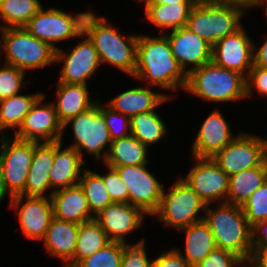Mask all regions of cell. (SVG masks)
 <instances>
[{"instance_id": "cell-1", "label": "cell", "mask_w": 267, "mask_h": 267, "mask_svg": "<svg viewBox=\"0 0 267 267\" xmlns=\"http://www.w3.org/2000/svg\"><path fill=\"white\" fill-rule=\"evenodd\" d=\"M133 78L164 90L185 89L187 74L174 58L165 34L159 37L138 35L137 65Z\"/></svg>"}, {"instance_id": "cell-2", "label": "cell", "mask_w": 267, "mask_h": 267, "mask_svg": "<svg viewBox=\"0 0 267 267\" xmlns=\"http://www.w3.org/2000/svg\"><path fill=\"white\" fill-rule=\"evenodd\" d=\"M83 33L94 43L101 64L108 63L133 77L137 65L138 35H119L107 18L97 17L91 11L85 15Z\"/></svg>"}, {"instance_id": "cell-3", "label": "cell", "mask_w": 267, "mask_h": 267, "mask_svg": "<svg viewBox=\"0 0 267 267\" xmlns=\"http://www.w3.org/2000/svg\"><path fill=\"white\" fill-rule=\"evenodd\" d=\"M206 205L204 221L209 225L217 248H222L250 260L252 254V227L239 205L220 203L216 208Z\"/></svg>"}, {"instance_id": "cell-4", "label": "cell", "mask_w": 267, "mask_h": 267, "mask_svg": "<svg viewBox=\"0 0 267 267\" xmlns=\"http://www.w3.org/2000/svg\"><path fill=\"white\" fill-rule=\"evenodd\" d=\"M184 90L205 101L235 102L246 98V77L211 60L187 74Z\"/></svg>"}, {"instance_id": "cell-5", "label": "cell", "mask_w": 267, "mask_h": 267, "mask_svg": "<svg viewBox=\"0 0 267 267\" xmlns=\"http://www.w3.org/2000/svg\"><path fill=\"white\" fill-rule=\"evenodd\" d=\"M244 11L236 5L197 0L190 10L186 27L213 46L242 26Z\"/></svg>"}, {"instance_id": "cell-6", "label": "cell", "mask_w": 267, "mask_h": 267, "mask_svg": "<svg viewBox=\"0 0 267 267\" xmlns=\"http://www.w3.org/2000/svg\"><path fill=\"white\" fill-rule=\"evenodd\" d=\"M0 34V54L2 49L6 56L5 64L26 72L56 63V49L30 34L24 27L4 28Z\"/></svg>"}, {"instance_id": "cell-7", "label": "cell", "mask_w": 267, "mask_h": 267, "mask_svg": "<svg viewBox=\"0 0 267 267\" xmlns=\"http://www.w3.org/2000/svg\"><path fill=\"white\" fill-rule=\"evenodd\" d=\"M176 181L167 191L163 189L159 207L153 216L166 226L180 230L204 220V216L200 218L197 214L205 211L206 203L181 178Z\"/></svg>"}, {"instance_id": "cell-8", "label": "cell", "mask_w": 267, "mask_h": 267, "mask_svg": "<svg viewBox=\"0 0 267 267\" xmlns=\"http://www.w3.org/2000/svg\"><path fill=\"white\" fill-rule=\"evenodd\" d=\"M100 102L85 112L80 113L76 117L69 119L63 125V130L68 124L72 125L74 143L69 147L75 148L83 159V151L89 155H94L96 161L103 158L106 160L108 151L111 146V138L109 129L106 126L104 114L100 111ZM106 147L108 149H106ZM105 148V151H103ZM103 153V157L101 155Z\"/></svg>"}, {"instance_id": "cell-9", "label": "cell", "mask_w": 267, "mask_h": 267, "mask_svg": "<svg viewBox=\"0 0 267 267\" xmlns=\"http://www.w3.org/2000/svg\"><path fill=\"white\" fill-rule=\"evenodd\" d=\"M86 13L87 11L79 12L73 16L57 8L51 7L45 10L42 7L24 28L30 34L57 50L60 47H57L55 42L84 36L83 22Z\"/></svg>"}, {"instance_id": "cell-10", "label": "cell", "mask_w": 267, "mask_h": 267, "mask_svg": "<svg viewBox=\"0 0 267 267\" xmlns=\"http://www.w3.org/2000/svg\"><path fill=\"white\" fill-rule=\"evenodd\" d=\"M0 170L5 186L12 196L20 195L25 188L34 153V141H23L15 137L0 139Z\"/></svg>"}, {"instance_id": "cell-11", "label": "cell", "mask_w": 267, "mask_h": 267, "mask_svg": "<svg viewBox=\"0 0 267 267\" xmlns=\"http://www.w3.org/2000/svg\"><path fill=\"white\" fill-rule=\"evenodd\" d=\"M148 164L109 166L114 168L128 189V203L153 216L163 193L162 184L147 169Z\"/></svg>"}, {"instance_id": "cell-12", "label": "cell", "mask_w": 267, "mask_h": 267, "mask_svg": "<svg viewBox=\"0 0 267 267\" xmlns=\"http://www.w3.org/2000/svg\"><path fill=\"white\" fill-rule=\"evenodd\" d=\"M45 97L43 94L36 100L19 129L11 136L19 140L38 143L63 140V124L58 118L54 103H42Z\"/></svg>"}, {"instance_id": "cell-13", "label": "cell", "mask_w": 267, "mask_h": 267, "mask_svg": "<svg viewBox=\"0 0 267 267\" xmlns=\"http://www.w3.org/2000/svg\"><path fill=\"white\" fill-rule=\"evenodd\" d=\"M263 158V139L251 133H239L212 159L230 177L261 165Z\"/></svg>"}, {"instance_id": "cell-14", "label": "cell", "mask_w": 267, "mask_h": 267, "mask_svg": "<svg viewBox=\"0 0 267 267\" xmlns=\"http://www.w3.org/2000/svg\"><path fill=\"white\" fill-rule=\"evenodd\" d=\"M195 165L187 176L180 177L205 203L226 202L229 176L212 158H195ZM222 199V200H221Z\"/></svg>"}, {"instance_id": "cell-15", "label": "cell", "mask_w": 267, "mask_h": 267, "mask_svg": "<svg viewBox=\"0 0 267 267\" xmlns=\"http://www.w3.org/2000/svg\"><path fill=\"white\" fill-rule=\"evenodd\" d=\"M86 36V37H85ZM71 52L59 48L56 50L55 62H62L60 83L87 85V80L94 75L100 66V60L94 43L84 34Z\"/></svg>"}, {"instance_id": "cell-16", "label": "cell", "mask_w": 267, "mask_h": 267, "mask_svg": "<svg viewBox=\"0 0 267 267\" xmlns=\"http://www.w3.org/2000/svg\"><path fill=\"white\" fill-rule=\"evenodd\" d=\"M252 41L242 25L212 46L211 60L222 68L237 71L247 77L254 65Z\"/></svg>"}, {"instance_id": "cell-17", "label": "cell", "mask_w": 267, "mask_h": 267, "mask_svg": "<svg viewBox=\"0 0 267 267\" xmlns=\"http://www.w3.org/2000/svg\"><path fill=\"white\" fill-rule=\"evenodd\" d=\"M10 207L18 212L20 227L26 238L42 240L45 237L54 217L51 197L16 195L13 196Z\"/></svg>"}, {"instance_id": "cell-18", "label": "cell", "mask_w": 267, "mask_h": 267, "mask_svg": "<svg viewBox=\"0 0 267 267\" xmlns=\"http://www.w3.org/2000/svg\"><path fill=\"white\" fill-rule=\"evenodd\" d=\"M174 58L185 74L211 61L212 45L186 26L165 33ZM189 65H192L189 69ZM186 67L188 68L186 70Z\"/></svg>"}, {"instance_id": "cell-19", "label": "cell", "mask_w": 267, "mask_h": 267, "mask_svg": "<svg viewBox=\"0 0 267 267\" xmlns=\"http://www.w3.org/2000/svg\"><path fill=\"white\" fill-rule=\"evenodd\" d=\"M145 213L129 203L113 202L95 215L94 219L110 241L127 243L126 235L139 229Z\"/></svg>"}, {"instance_id": "cell-20", "label": "cell", "mask_w": 267, "mask_h": 267, "mask_svg": "<svg viewBox=\"0 0 267 267\" xmlns=\"http://www.w3.org/2000/svg\"><path fill=\"white\" fill-rule=\"evenodd\" d=\"M222 112L213 110L206 117L192 145V156L195 158H213L227 144L233 141L229 124L224 119Z\"/></svg>"}, {"instance_id": "cell-21", "label": "cell", "mask_w": 267, "mask_h": 267, "mask_svg": "<svg viewBox=\"0 0 267 267\" xmlns=\"http://www.w3.org/2000/svg\"><path fill=\"white\" fill-rule=\"evenodd\" d=\"M85 163L75 148L62 150V141L54 142V160L49 173L52 189L48 197L56 190L77 185Z\"/></svg>"}, {"instance_id": "cell-22", "label": "cell", "mask_w": 267, "mask_h": 267, "mask_svg": "<svg viewBox=\"0 0 267 267\" xmlns=\"http://www.w3.org/2000/svg\"><path fill=\"white\" fill-rule=\"evenodd\" d=\"M79 224L59 220L55 217L50 222L43 246L49 255L61 259L63 266L74 267V251L77 242Z\"/></svg>"}, {"instance_id": "cell-23", "label": "cell", "mask_w": 267, "mask_h": 267, "mask_svg": "<svg viewBox=\"0 0 267 267\" xmlns=\"http://www.w3.org/2000/svg\"><path fill=\"white\" fill-rule=\"evenodd\" d=\"M51 199L54 217L59 220L81 224L95 217L79 184L54 191Z\"/></svg>"}, {"instance_id": "cell-24", "label": "cell", "mask_w": 267, "mask_h": 267, "mask_svg": "<svg viewBox=\"0 0 267 267\" xmlns=\"http://www.w3.org/2000/svg\"><path fill=\"white\" fill-rule=\"evenodd\" d=\"M54 160V142H34V153L28 172L23 196H47L45 193L51 189L49 173Z\"/></svg>"}, {"instance_id": "cell-25", "label": "cell", "mask_w": 267, "mask_h": 267, "mask_svg": "<svg viewBox=\"0 0 267 267\" xmlns=\"http://www.w3.org/2000/svg\"><path fill=\"white\" fill-rule=\"evenodd\" d=\"M171 98L168 94L153 92L148 87H136L118 94L106 105L131 119L137 114L156 109Z\"/></svg>"}, {"instance_id": "cell-26", "label": "cell", "mask_w": 267, "mask_h": 267, "mask_svg": "<svg viewBox=\"0 0 267 267\" xmlns=\"http://www.w3.org/2000/svg\"><path fill=\"white\" fill-rule=\"evenodd\" d=\"M56 102L54 103L60 122L64 125L69 119L92 108L97 101H91L87 85L57 82Z\"/></svg>"}, {"instance_id": "cell-27", "label": "cell", "mask_w": 267, "mask_h": 267, "mask_svg": "<svg viewBox=\"0 0 267 267\" xmlns=\"http://www.w3.org/2000/svg\"><path fill=\"white\" fill-rule=\"evenodd\" d=\"M180 230L186 233L185 256L179 248L174 249L182 255L191 267H195L198 263L204 260L213 249L216 248L212 231L204 220L191 224Z\"/></svg>"}, {"instance_id": "cell-28", "label": "cell", "mask_w": 267, "mask_h": 267, "mask_svg": "<svg viewBox=\"0 0 267 267\" xmlns=\"http://www.w3.org/2000/svg\"><path fill=\"white\" fill-rule=\"evenodd\" d=\"M194 4H144V11L148 22L162 29L160 34H165V29L171 28V31H173L187 25L189 13Z\"/></svg>"}, {"instance_id": "cell-29", "label": "cell", "mask_w": 267, "mask_h": 267, "mask_svg": "<svg viewBox=\"0 0 267 267\" xmlns=\"http://www.w3.org/2000/svg\"><path fill=\"white\" fill-rule=\"evenodd\" d=\"M148 146L132 134L113 140L104 164L106 166H130L148 164Z\"/></svg>"}, {"instance_id": "cell-30", "label": "cell", "mask_w": 267, "mask_h": 267, "mask_svg": "<svg viewBox=\"0 0 267 267\" xmlns=\"http://www.w3.org/2000/svg\"><path fill=\"white\" fill-rule=\"evenodd\" d=\"M265 181L266 172L263 163L257 167L242 170L230 176L225 203L242 206Z\"/></svg>"}, {"instance_id": "cell-31", "label": "cell", "mask_w": 267, "mask_h": 267, "mask_svg": "<svg viewBox=\"0 0 267 267\" xmlns=\"http://www.w3.org/2000/svg\"><path fill=\"white\" fill-rule=\"evenodd\" d=\"M44 93L17 94L0 101V135L4 136L12 128L17 131L32 105ZM12 127V128H11Z\"/></svg>"}, {"instance_id": "cell-32", "label": "cell", "mask_w": 267, "mask_h": 267, "mask_svg": "<svg viewBox=\"0 0 267 267\" xmlns=\"http://www.w3.org/2000/svg\"><path fill=\"white\" fill-rule=\"evenodd\" d=\"M110 240L100 224L95 220L79 224L77 242L74 251V267L84 258L91 256Z\"/></svg>"}, {"instance_id": "cell-33", "label": "cell", "mask_w": 267, "mask_h": 267, "mask_svg": "<svg viewBox=\"0 0 267 267\" xmlns=\"http://www.w3.org/2000/svg\"><path fill=\"white\" fill-rule=\"evenodd\" d=\"M155 109L137 114L130 119L131 134L146 146L153 145L166 136L167 128Z\"/></svg>"}, {"instance_id": "cell-34", "label": "cell", "mask_w": 267, "mask_h": 267, "mask_svg": "<svg viewBox=\"0 0 267 267\" xmlns=\"http://www.w3.org/2000/svg\"><path fill=\"white\" fill-rule=\"evenodd\" d=\"M39 0H2L0 3L1 27H24L42 8Z\"/></svg>"}, {"instance_id": "cell-35", "label": "cell", "mask_w": 267, "mask_h": 267, "mask_svg": "<svg viewBox=\"0 0 267 267\" xmlns=\"http://www.w3.org/2000/svg\"><path fill=\"white\" fill-rule=\"evenodd\" d=\"M82 175L78 184L84 191L91 213L95 216L113 202L99 173L84 168Z\"/></svg>"}, {"instance_id": "cell-36", "label": "cell", "mask_w": 267, "mask_h": 267, "mask_svg": "<svg viewBox=\"0 0 267 267\" xmlns=\"http://www.w3.org/2000/svg\"><path fill=\"white\" fill-rule=\"evenodd\" d=\"M123 243L110 241L106 246L81 260L75 267H120Z\"/></svg>"}, {"instance_id": "cell-37", "label": "cell", "mask_w": 267, "mask_h": 267, "mask_svg": "<svg viewBox=\"0 0 267 267\" xmlns=\"http://www.w3.org/2000/svg\"><path fill=\"white\" fill-rule=\"evenodd\" d=\"M241 207L251 227L267 220V181L257 188Z\"/></svg>"}, {"instance_id": "cell-38", "label": "cell", "mask_w": 267, "mask_h": 267, "mask_svg": "<svg viewBox=\"0 0 267 267\" xmlns=\"http://www.w3.org/2000/svg\"><path fill=\"white\" fill-rule=\"evenodd\" d=\"M0 68V101L19 94L25 85L26 72L12 65L3 63Z\"/></svg>"}, {"instance_id": "cell-39", "label": "cell", "mask_w": 267, "mask_h": 267, "mask_svg": "<svg viewBox=\"0 0 267 267\" xmlns=\"http://www.w3.org/2000/svg\"><path fill=\"white\" fill-rule=\"evenodd\" d=\"M100 111L105 116L106 126L109 129V134H110V138L112 141L131 134L129 117H127L126 115L120 112L113 110L108 105L106 106V104L103 105L102 103H100ZM118 117L121 119V121L119 120ZM118 122H120L119 126L117 125Z\"/></svg>"}, {"instance_id": "cell-40", "label": "cell", "mask_w": 267, "mask_h": 267, "mask_svg": "<svg viewBox=\"0 0 267 267\" xmlns=\"http://www.w3.org/2000/svg\"><path fill=\"white\" fill-rule=\"evenodd\" d=\"M120 267H154V261L148 258L144 239L135 244L123 243Z\"/></svg>"}, {"instance_id": "cell-41", "label": "cell", "mask_w": 267, "mask_h": 267, "mask_svg": "<svg viewBox=\"0 0 267 267\" xmlns=\"http://www.w3.org/2000/svg\"><path fill=\"white\" fill-rule=\"evenodd\" d=\"M108 172L105 175H100L106 187L112 202L128 203V189L125 183L120 178L118 172L109 166H106Z\"/></svg>"}, {"instance_id": "cell-42", "label": "cell", "mask_w": 267, "mask_h": 267, "mask_svg": "<svg viewBox=\"0 0 267 267\" xmlns=\"http://www.w3.org/2000/svg\"><path fill=\"white\" fill-rule=\"evenodd\" d=\"M242 262L243 260L236 254L216 247L195 267H240Z\"/></svg>"}, {"instance_id": "cell-43", "label": "cell", "mask_w": 267, "mask_h": 267, "mask_svg": "<svg viewBox=\"0 0 267 267\" xmlns=\"http://www.w3.org/2000/svg\"><path fill=\"white\" fill-rule=\"evenodd\" d=\"M258 91L259 95L267 96V69L254 66L250 69L246 77V98L253 96L254 89Z\"/></svg>"}, {"instance_id": "cell-44", "label": "cell", "mask_w": 267, "mask_h": 267, "mask_svg": "<svg viewBox=\"0 0 267 267\" xmlns=\"http://www.w3.org/2000/svg\"><path fill=\"white\" fill-rule=\"evenodd\" d=\"M154 267H191L175 249L162 252L154 260Z\"/></svg>"}, {"instance_id": "cell-45", "label": "cell", "mask_w": 267, "mask_h": 267, "mask_svg": "<svg viewBox=\"0 0 267 267\" xmlns=\"http://www.w3.org/2000/svg\"><path fill=\"white\" fill-rule=\"evenodd\" d=\"M252 247H267V220L252 227Z\"/></svg>"}, {"instance_id": "cell-46", "label": "cell", "mask_w": 267, "mask_h": 267, "mask_svg": "<svg viewBox=\"0 0 267 267\" xmlns=\"http://www.w3.org/2000/svg\"><path fill=\"white\" fill-rule=\"evenodd\" d=\"M253 61L254 66L267 69V38L259 48L254 44Z\"/></svg>"}, {"instance_id": "cell-47", "label": "cell", "mask_w": 267, "mask_h": 267, "mask_svg": "<svg viewBox=\"0 0 267 267\" xmlns=\"http://www.w3.org/2000/svg\"><path fill=\"white\" fill-rule=\"evenodd\" d=\"M250 261L256 267H267V247H252Z\"/></svg>"}, {"instance_id": "cell-48", "label": "cell", "mask_w": 267, "mask_h": 267, "mask_svg": "<svg viewBox=\"0 0 267 267\" xmlns=\"http://www.w3.org/2000/svg\"><path fill=\"white\" fill-rule=\"evenodd\" d=\"M217 4H228L242 7L244 10L259 6L261 0H206Z\"/></svg>"}, {"instance_id": "cell-49", "label": "cell", "mask_w": 267, "mask_h": 267, "mask_svg": "<svg viewBox=\"0 0 267 267\" xmlns=\"http://www.w3.org/2000/svg\"><path fill=\"white\" fill-rule=\"evenodd\" d=\"M197 0H147L145 4H177V3H196Z\"/></svg>"}, {"instance_id": "cell-50", "label": "cell", "mask_w": 267, "mask_h": 267, "mask_svg": "<svg viewBox=\"0 0 267 267\" xmlns=\"http://www.w3.org/2000/svg\"><path fill=\"white\" fill-rule=\"evenodd\" d=\"M7 194L10 195V201L9 202L11 203L13 196L7 190L3 176H2V172L0 170V202H2L4 200V198L7 196Z\"/></svg>"}, {"instance_id": "cell-51", "label": "cell", "mask_w": 267, "mask_h": 267, "mask_svg": "<svg viewBox=\"0 0 267 267\" xmlns=\"http://www.w3.org/2000/svg\"><path fill=\"white\" fill-rule=\"evenodd\" d=\"M248 262V263H247ZM248 265H247V264ZM244 264H246V265H244ZM241 267H256L250 260H246V261H243L242 262V266Z\"/></svg>"}, {"instance_id": "cell-52", "label": "cell", "mask_w": 267, "mask_h": 267, "mask_svg": "<svg viewBox=\"0 0 267 267\" xmlns=\"http://www.w3.org/2000/svg\"><path fill=\"white\" fill-rule=\"evenodd\" d=\"M262 4H263V5H262ZM261 5H262V6L265 5V6H264V7H265V8H264V9H265L264 13H265V16H266V18H267V0H261L259 6H261Z\"/></svg>"}, {"instance_id": "cell-53", "label": "cell", "mask_w": 267, "mask_h": 267, "mask_svg": "<svg viewBox=\"0 0 267 267\" xmlns=\"http://www.w3.org/2000/svg\"><path fill=\"white\" fill-rule=\"evenodd\" d=\"M263 165H264V168H265V172H266V181H267V154H264Z\"/></svg>"}, {"instance_id": "cell-54", "label": "cell", "mask_w": 267, "mask_h": 267, "mask_svg": "<svg viewBox=\"0 0 267 267\" xmlns=\"http://www.w3.org/2000/svg\"><path fill=\"white\" fill-rule=\"evenodd\" d=\"M263 139V146H264V154H267V139L266 138H262Z\"/></svg>"}, {"instance_id": "cell-55", "label": "cell", "mask_w": 267, "mask_h": 267, "mask_svg": "<svg viewBox=\"0 0 267 267\" xmlns=\"http://www.w3.org/2000/svg\"><path fill=\"white\" fill-rule=\"evenodd\" d=\"M145 1H146V0H138V2H142V3L145 2Z\"/></svg>"}]
</instances>
